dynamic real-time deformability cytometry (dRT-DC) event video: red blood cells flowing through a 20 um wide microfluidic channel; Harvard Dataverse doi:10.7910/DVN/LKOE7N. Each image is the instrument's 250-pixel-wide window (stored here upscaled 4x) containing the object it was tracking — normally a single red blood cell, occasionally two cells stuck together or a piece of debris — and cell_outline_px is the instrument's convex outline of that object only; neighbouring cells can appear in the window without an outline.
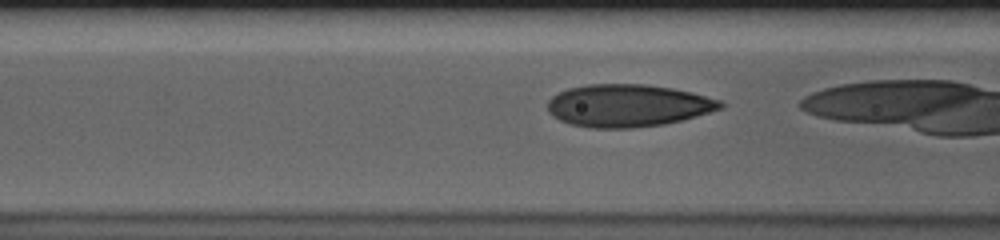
{"species": "human", "species_latin": "Homo sapiens", "temperature_condition": "cold", "stored_images_in_passage": 8, "camera_frame_rate_fps": 3000, "um_per_image_px": 0.085, "donor": {"sex": "male"}, "frame": {"image": 1, "passage_image": 3, "time_ms": 0.667, "image_size_px": [1000, 240], "cell_outline_px": [[724, 108], [680, 120], [664, 124], [632, 128], [592, 128], [572, 124], [560, 120], [552, 116], [548, 112], [548, 100], [552, 96], [568, 88], [588, 84], [644, 84], [672, 88], [692, 92], [720, 100], [724, 104]], "centroid_in_image_um": [53.36, 8.97], "position_along_channel_um": 113.2, "area_um2": 42.71}}